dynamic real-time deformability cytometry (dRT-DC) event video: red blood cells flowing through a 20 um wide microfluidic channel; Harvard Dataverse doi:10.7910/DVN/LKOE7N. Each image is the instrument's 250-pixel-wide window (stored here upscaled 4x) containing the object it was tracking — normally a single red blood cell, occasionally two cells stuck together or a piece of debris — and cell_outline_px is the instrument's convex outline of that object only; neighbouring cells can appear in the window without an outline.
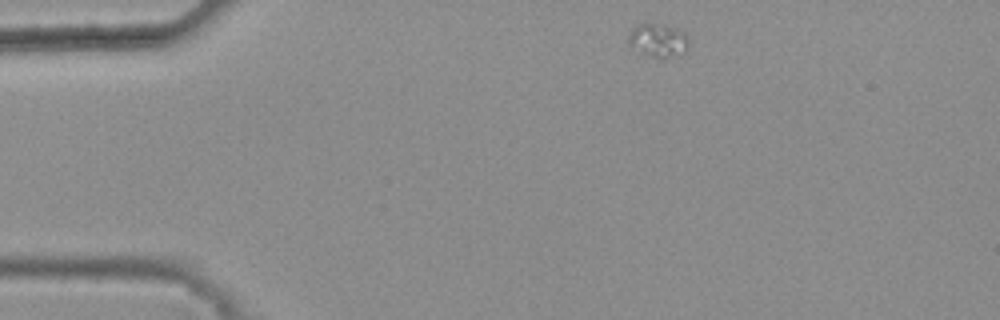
{"species": "common noctule bat (a hibernating species)", "species_latin": "Nyctalus noctula", "temperature_condition": "warm", "stored_images_in_passage": 40, "camera_frame_rate_fps": 3000, "um_per_image_px": 0.085, "animal": {"sex": "female", "body_mass_g": 25.1}, "frame": {"image": 1, "passage_image": 1, "time_ms": 0.0, "image_size_px": [1000, 320], "cell_outline_px": [[688, 44], [684, 52], [664, 60], [660, 60], [640, 52], [628, 44], [628, 36], [632, 28], [640, 24], [656, 24], [672, 28], [684, 32], [688, 40]], "centroid_in_image_um": [55.92, 3.47], "position_along_channel_um": 29.1, "area_um2": 11.62}}